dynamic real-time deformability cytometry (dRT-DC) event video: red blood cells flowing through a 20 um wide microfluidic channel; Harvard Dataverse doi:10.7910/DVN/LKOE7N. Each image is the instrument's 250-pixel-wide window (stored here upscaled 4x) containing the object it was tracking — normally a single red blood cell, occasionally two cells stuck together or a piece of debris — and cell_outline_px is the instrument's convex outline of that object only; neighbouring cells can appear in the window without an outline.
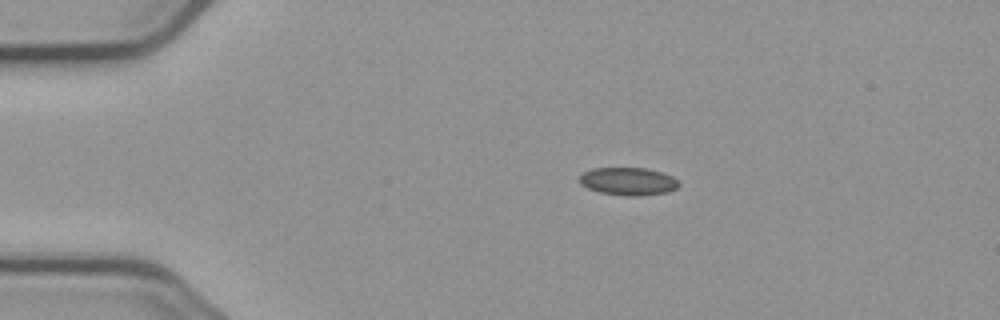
{"species": "common noctule bat (a hibernating species)", "species_latin": "Nyctalus noctula", "temperature_condition": "cold", "stored_images_in_passage": 4, "camera_frame_rate_fps": 3000, "um_per_image_px": 0.085, "animal": {"sex": "male", "body_mass_g": 23.1, "forearm_length_mm": 52.7}, "frame": {"image": 1, "passage_image": 1, "time_ms": 0.0, "image_size_px": [1000, 320], "cell_outline_px": [[680, 184], [676, 188], [668, 192], [640, 196], [628, 196], [600, 192], [588, 188], [580, 184], [580, 176], [584, 172], [592, 168], [644, 168], [660, 172], [672, 176]], "centroid_in_image_um": [53.39, 15.42], "position_along_channel_um": 31.6, "area_um2": 15.95}}
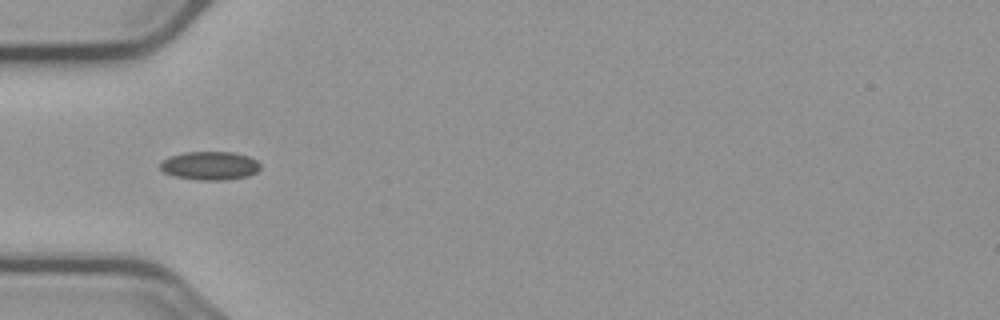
{"frame": {"image": 2, "passage_image": 3, "time_ms": 2.333, "image_size_px": [1000, 320], "cell_outline_px": [[260, 168], [256, 172], [248, 176], [228, 180], [196, 180], [176, 176], [164, 172], [160, 168], [160, 164], [164, 160], [172, 156], [184, 152], [232, 152], [248, 156], [256, 160], [260, 164]], "centroid_in_image_um": [17.87, 14.09], "position_along_channel_um": 67.1, "area_um2": 16.53}}
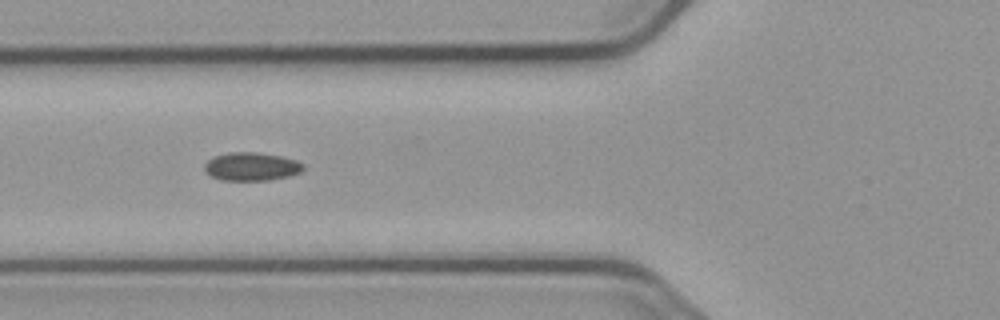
{"frame": {"image": 3, "passage_image": 4, "time_ms": 3.333, "image_size_px": [1000, 320], "cell_outline_px": [[304, 168], [300, 172], [288, 176], [268, 180], [220, 180], [212, 176], [204, 168], [204, 164], [208, 160], [216, 156], [232, 152], [256, 152], [280, 156], [296, 160], [304, 164]], "centroid_in_image_um": [21.39, 14.16], "position_along_channel_um": 104.4, "area_um2": 16.07}}